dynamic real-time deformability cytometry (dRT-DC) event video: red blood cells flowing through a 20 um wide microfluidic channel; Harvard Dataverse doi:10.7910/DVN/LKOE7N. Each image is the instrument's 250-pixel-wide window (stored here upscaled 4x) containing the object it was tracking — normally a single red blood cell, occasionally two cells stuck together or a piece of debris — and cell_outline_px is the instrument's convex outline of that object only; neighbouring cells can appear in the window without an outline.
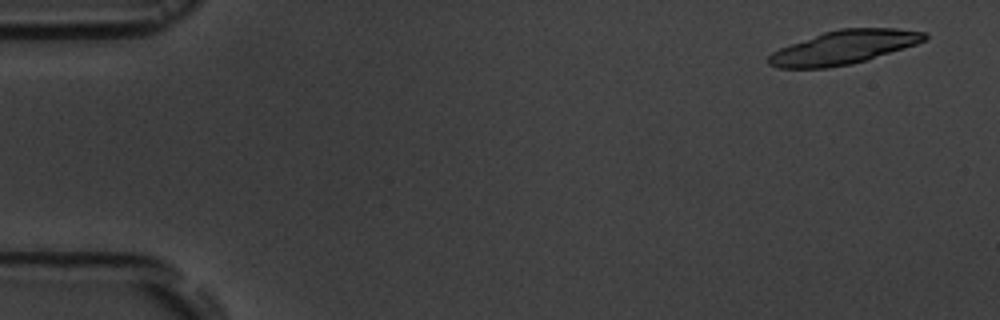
{"species": "common noctule bat (a hibernating species)", "species_latin": "Nyctalus noctula", "temperature_condition": "room temperature", "stored_images_in_passage": 4, "camera_frame_rate_fps": 3000, "um_per_image_px": 0.085, "animal": {"sex": "male", "body_mass_g": 19.5, "forearm_length_mm": 54.6}, "frame": {"image": 1, "passage_image": 1, "time_ms": 0.0, "image_size_px": [1000, 320], "cell_outline_px": [[928, 40], [916, 44], [852, 64], [828, 68], [776, 68], [768, 64], [768, 56], [772, 52], [780, 48], [824, 32], [840, 28], [896, 28], [928, 32]], "centroid_in_image_um": [71.74, 4.02], "position_along_channel_um": 13.3, "area_um2": 30.52}}